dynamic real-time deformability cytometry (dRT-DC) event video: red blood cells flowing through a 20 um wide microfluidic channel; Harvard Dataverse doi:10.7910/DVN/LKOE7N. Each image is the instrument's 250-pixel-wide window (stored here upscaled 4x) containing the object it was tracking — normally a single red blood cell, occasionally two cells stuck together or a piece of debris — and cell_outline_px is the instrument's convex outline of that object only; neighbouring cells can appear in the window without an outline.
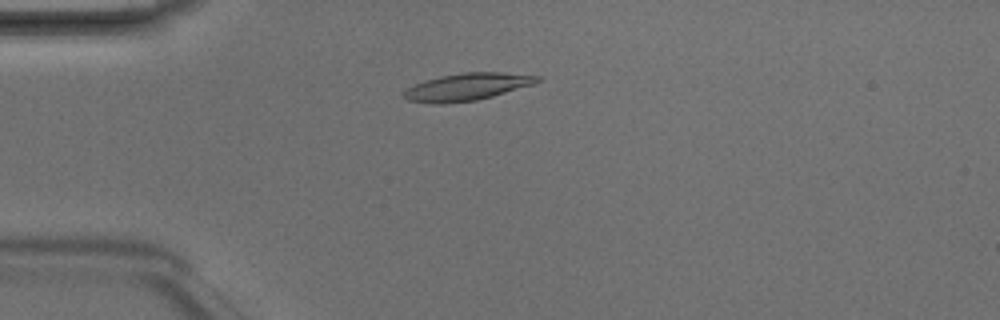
{"species": "Egyptian fruit bat (a non-hibernating species)", "species_latin": "Rousettus aegyptiacus", "temperature_condition": "room temperature", "stored_images_in_passage": 5, "camera_frame_rate_fps": 3000, "um_per_image_px": 0.085, "animal": {"sex": "male"}, "frame": {"image": 1, "passage_image": 4, "time_ms": 1.0, "image_size_px": [1000, 320], "cell_outline_px": [[540, 80], [532, 84], [492, 96], [476, 100], [444, 104], [432, 104], [408, 100], [404, 96], [404, 92], [408, 88], [416, 84], [440, 76], [464, 72], [504, 72], [540, 76]], "centroid_in_image_um": [39.7, 7.38], "position_along_channel_um": 45.3, "area_um2": 20.87}}